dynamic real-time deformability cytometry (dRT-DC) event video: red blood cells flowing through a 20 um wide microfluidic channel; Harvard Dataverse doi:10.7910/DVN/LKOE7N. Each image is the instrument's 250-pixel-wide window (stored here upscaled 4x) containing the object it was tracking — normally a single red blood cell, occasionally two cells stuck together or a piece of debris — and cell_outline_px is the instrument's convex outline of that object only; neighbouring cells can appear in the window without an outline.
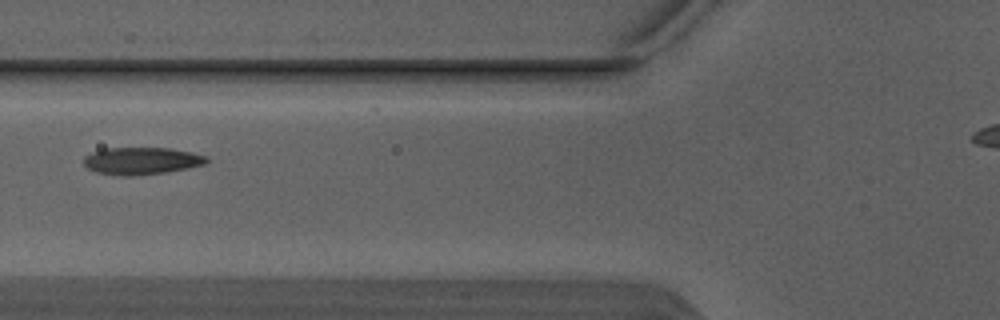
{"species": "Egyptian fruit bat (a non-hibernating species)", "species_latin": "Rousettus aegyptiacus", "temperature_condition": "warm", "stored_images_in_passage": 4, "camera_frame_rate_fps": 3000, "um_per_image_px": 0.085, "animal": {"sex": "male"}, "frame": {"image": 1, "passage_image": 3, "time_ms": 0.667, "image_size_px": [1000, 320], "cell_outline_px": [[208, 160], [204, 164], [188, 168], [164, 172], [128, 176], [124, 176], [96, 172], [88, 168], [84, 164], [84, 156], [92, 152], [104, 148], [172, 148], [192, 152], [208, 156]], "centroid_in_image_um": [12.03, 13.66], "position_along_channel_um": 113.8, "area_um2": 19.42}}